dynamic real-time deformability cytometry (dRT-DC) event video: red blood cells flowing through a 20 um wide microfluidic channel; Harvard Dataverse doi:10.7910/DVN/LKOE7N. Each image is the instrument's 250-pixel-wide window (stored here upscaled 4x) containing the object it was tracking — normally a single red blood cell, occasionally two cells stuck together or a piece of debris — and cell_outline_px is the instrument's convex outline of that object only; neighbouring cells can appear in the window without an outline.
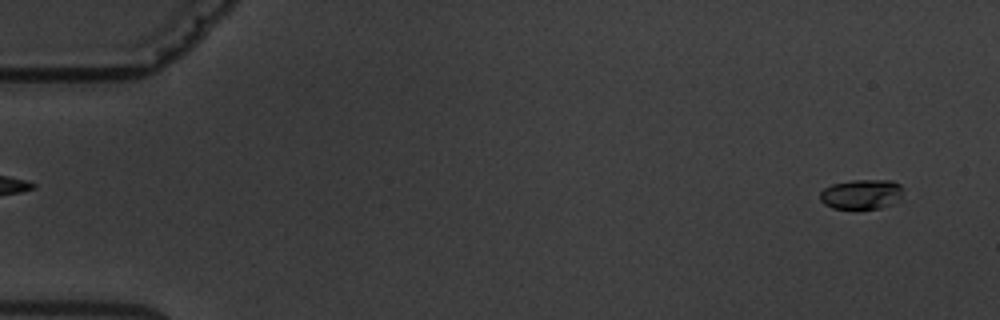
{"species": "common noctule bat (a hibernating species)", "species_latin": "Nyctalus noctula", "temperature_condition": "warm", "stored_images_in_passage": 4, "camera_frame_rate_fps": 3000, "um_per_image_px": 0.085, "animal": {"sex": "male", "body_mass_g": 19.5, "forearm_length_mm": 54.6}, "frame": {"image": 1, "passage_image": 1, "time_ms": 0.0, "image_size_px": [1000, 320], "cell_outline_px": [[904, 200], [880, 208], [832, 208], [824, 204], [820, 200], [820, 192], [824, 188], [832, 184], [852, 180], [892, 180], [900, 184], [904, 188]], "centroid_in_image_um": [73.31, 16.5], "position_along_channel_um": 11.7, "area_um2": 14.8}}